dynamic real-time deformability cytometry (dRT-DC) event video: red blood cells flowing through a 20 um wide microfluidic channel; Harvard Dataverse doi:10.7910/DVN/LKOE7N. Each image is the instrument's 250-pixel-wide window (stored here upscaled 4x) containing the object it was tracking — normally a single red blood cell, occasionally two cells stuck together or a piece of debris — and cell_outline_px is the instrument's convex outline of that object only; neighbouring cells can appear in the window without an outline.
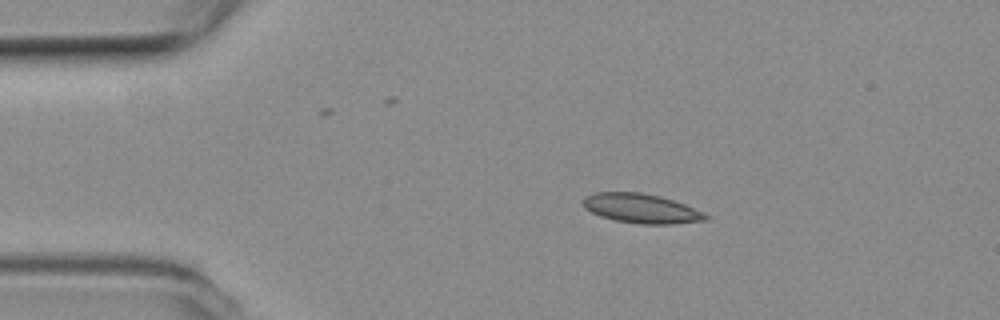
{"species": "common noctule bat (a hibernating species)", "species_latin": "Nyctalus noctula", "temperature_condition": "room temperature", "stored_images_in_passage": 8, "camera_frame_rate_fps": 3000, "um_per_image_px": 0.085, "animal": {"sex": "female", "body_mass_g": 19.3, "forearm_length_mm": 54.1}, "frame": {"image": 1, "passage_image": 2, "time_ms": 0.333, "image_size_px": [1000, 320], "cell_outline_px": [[708, 220], [672, 224], [640, 224], [616, 220], [600, 216], [584, 208], [584, 196], [596, 192], [640, 192], [660, 196], [684, 204], [704, 212], [708, 216]], "centroid_in_image_um": [54.51, 17.72], "position_along_channel_um": 30.5, "area_um2": 20.92}}
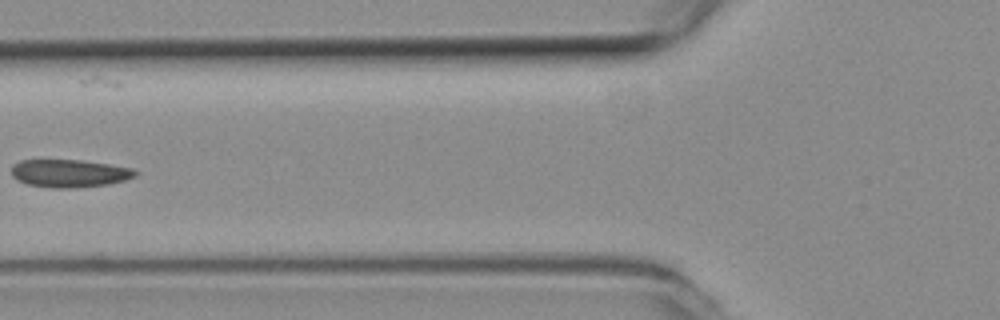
{"frame": {"image": 2, "passage_image": 5, "time_ms": 1.333, "image_size_px": [1000, 320], "cell_outline_px": [[140, 172], [136, 176], [124, 180], [108, 184], [76, 188], [52, 188], [28, 184], [12, 176], [12, 164], [20, 160], [84, 160], [132, 168]], "centroid_in_image_um": [5.92, 14.73], "position_along_channel_um": 119.9, "area_um2": 20.11}}
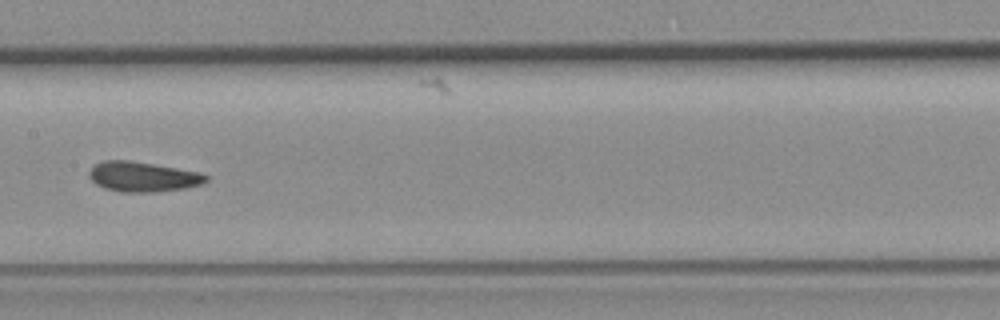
{"frame": {"image": 3, "passage_image": 7, "time_ms": 2.0, "image_size_px": [1000, 320], "cell_outline_px": [[208, 180], [204, 184], [188, 188], [156, 192], [120, 192], [104, 188], [96, 184], [88, 176], [88, 172], [96, 164], [104, 160], [128, 160], [200, 172], [208, 176]], "centroid_in_image_um": [12.16, 15.04], "position_along_channel_um": 195.2, "area_um2": 20.52}}